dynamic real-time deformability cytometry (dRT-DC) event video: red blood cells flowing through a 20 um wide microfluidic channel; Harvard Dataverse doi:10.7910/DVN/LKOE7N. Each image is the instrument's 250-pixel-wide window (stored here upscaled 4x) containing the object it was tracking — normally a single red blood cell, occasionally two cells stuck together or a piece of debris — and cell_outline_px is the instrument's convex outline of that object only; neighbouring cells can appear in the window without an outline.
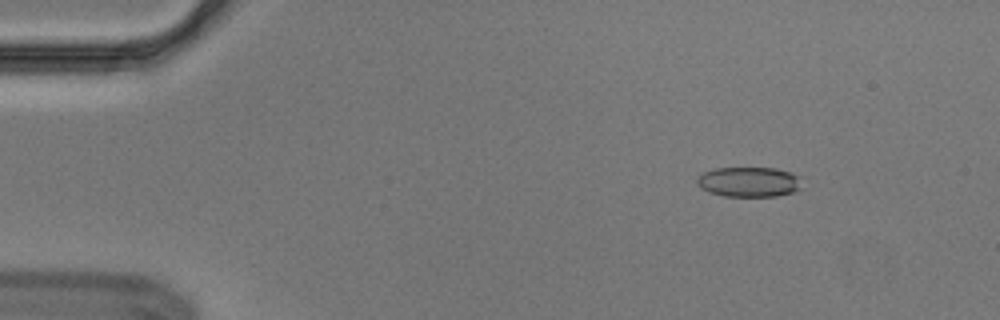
{"species": "Egyptian fruit bat (a non-hibernating species)", "species_latin": "Rousettus aegyptiacus", "temperature_condition": "cold", "stored_images_in_passage": 9, "camera_frame_rate_fps": 3000, "um_per_image_px": 0.085, "animal": {"sex": "male"}, "frame": {"image": 1, "passage_image": 2, "time_ms": 0.333, "image_size_px": [1000, 320], "cell_outline_px": [[804, 188], [792, 192], [776, 196], [724, 196], [708, 192], [700, 188], [696, 184], [696, 180], [704, 172], [712, 168], [776, 168], [792, 172], [800, 176]], "centroid_in_image_um": [63.7, 15.46], "position_along_channel_um": 21.3, "area_um2": 18.67}}
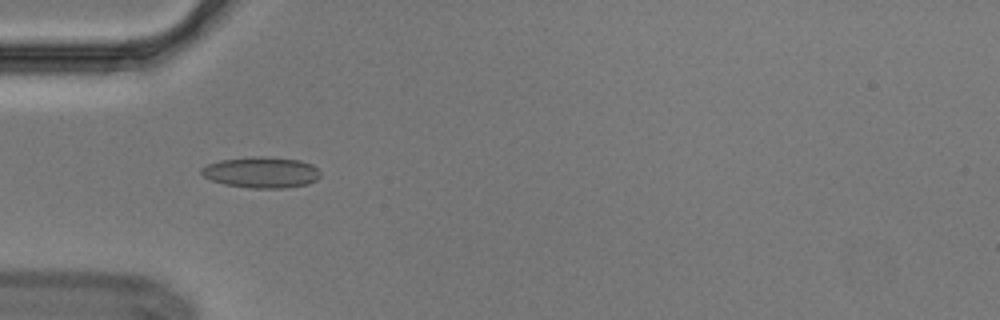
{"frame": {"image": 2, "passage_image": 4, "time_ms": 1.0, "image_size_px": [1000, 320], "cell_outline_px": [[320, 176], [316, 180], [308, 184], [284, 188], [252, 188], [224, 184], [212, 180], [204, 176], [200, 172], [200, 168], [208, 164], [220, 160], [252, 156], [264, 156], [300, 160], [312, 164], [320, 172]], "centroid_in_image_um": [22.22, 14.64], "position_along_channel_um": 62.8, "area_um2": 21.56}}
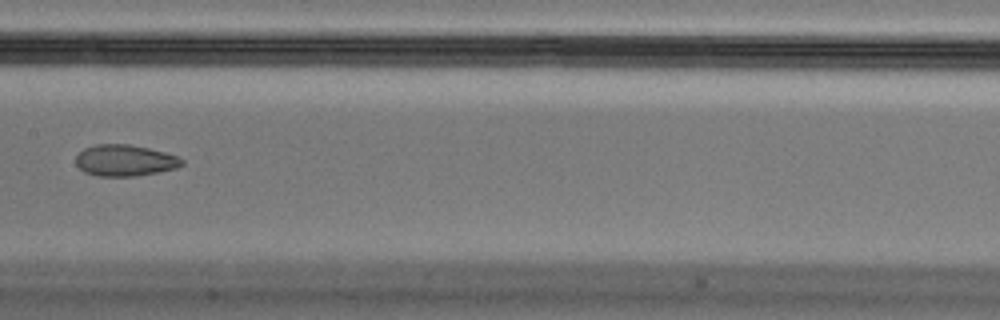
{"frame": {"image": 3, "passage_image": 7, "time_ms": 2.0, "image_size_px": [1000, 320], "cell_outline_px": [[184, 164], [176, 168], [156, 172], [132, 176], [100, 176], [84, 172], [76, 164], [76, 156], [84, 148], [96, 144], [128, 144], [148, 148], [164, 152], [176, 156], [184, 160]], "centroid_in_image_um": [10.6, 13.63], "position_along_channel_um": 196.8, "area_um2": 19.19}}